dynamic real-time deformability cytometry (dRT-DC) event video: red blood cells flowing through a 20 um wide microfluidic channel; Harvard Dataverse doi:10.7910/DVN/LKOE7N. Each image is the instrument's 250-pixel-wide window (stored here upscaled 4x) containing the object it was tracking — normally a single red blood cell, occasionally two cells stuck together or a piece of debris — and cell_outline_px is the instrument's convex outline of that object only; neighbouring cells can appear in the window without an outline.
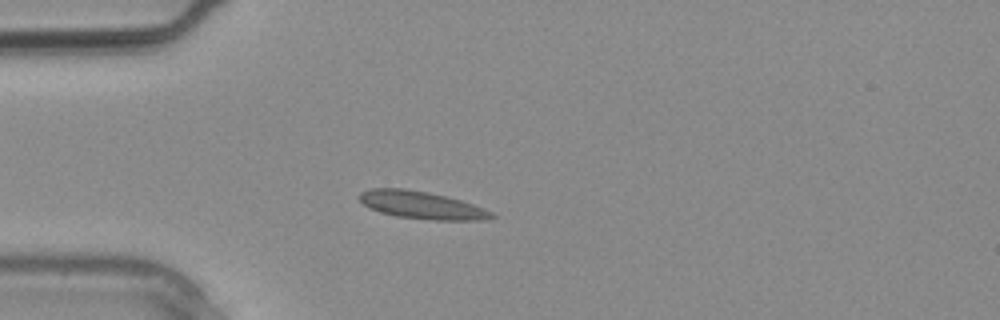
{"species": "common noctule bat (a hibernating species)", "species_latin": "Nyctalus noctula", "temperature_condition": "warm", "stored_images_in_passage": 2, "camera_frame_rate_fps": 3000, "um_per_image_px": 0.085, "animal": {"sex": "male", "body_mass_g": 20.4}, "frame": {"image": 1, "passage_image": 2, "time_ms": 0.333, "image_size_px": [1000, 320], "cell_outline_px": [[496, 216], [488, 220], [432, 220], [396, 216], [380, 212], [364, 204], [356, 196], [360, 192], [372, 188], [404, 188], [428, 192], [460, 200], [484, 208], [492, 212]], "centroid_in_image_um": [35.84, 17.43], "position_along_channel_um": 49.2, "area_um2": 21.15}}